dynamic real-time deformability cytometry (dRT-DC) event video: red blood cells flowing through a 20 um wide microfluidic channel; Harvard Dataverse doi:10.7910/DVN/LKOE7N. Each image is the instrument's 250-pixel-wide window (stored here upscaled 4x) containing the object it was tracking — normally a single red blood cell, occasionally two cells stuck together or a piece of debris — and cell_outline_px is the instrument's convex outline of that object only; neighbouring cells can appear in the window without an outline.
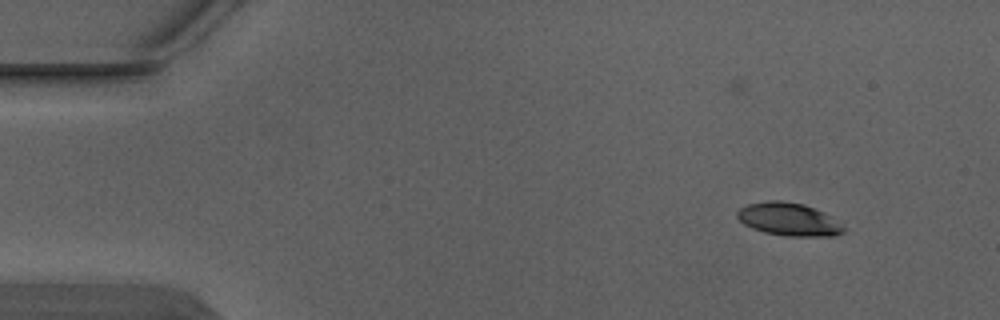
{"species": "Egyptian fruit bat (a non-hibernating species)", "species_latin": "Rousettus aegyptiacus", "temperature_condition": "warm", "stored_images_in_passage": 4, "camera_frame_rate_fps": 3000, "um_per_image_px": 0.085, "animal": {"sex": "male"}, "frame": {"image": 1, "passage_image": 1, "time_ms": 0.0, "image_size_px": [1000, 320], "cell_outline_px": [[844, 232], [832, 236], [788, 236], [764, 232], [752, 228], [744, 224], [736, 216], [736, 212], [740, 208], [748, 204], [768, 200], [780, 200], [804, 204], [824, 212], [844, 228]], "centroid_in_image_um": [67.0, 18.63], "position_along_channel_um": 18.0, "area_um2": 20.23}}
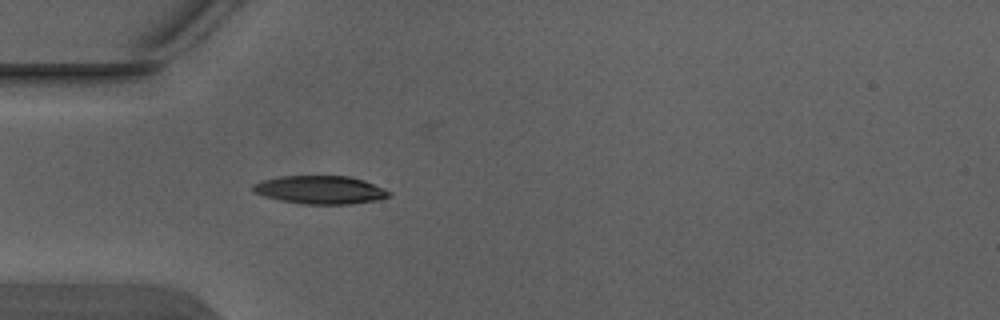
{"frame": {"image": 2, "passage_image": 4, "time_ms": 1.0, "image_size_px": [1000, 320], "cell_outline_px": [[392, 196], [380, 200], [348, 204], [304, 204], [280, 200], [264, 196], [256, 192], [252, 188], [252, 184], [260, 180], [280, 176], [348, 176], [364, 180], [384, 188], [392, 192]], "centroid_in_image_um": [27.26, 16.13], "position_along_channel_um": 57.7, "area_um2": 22.48}}